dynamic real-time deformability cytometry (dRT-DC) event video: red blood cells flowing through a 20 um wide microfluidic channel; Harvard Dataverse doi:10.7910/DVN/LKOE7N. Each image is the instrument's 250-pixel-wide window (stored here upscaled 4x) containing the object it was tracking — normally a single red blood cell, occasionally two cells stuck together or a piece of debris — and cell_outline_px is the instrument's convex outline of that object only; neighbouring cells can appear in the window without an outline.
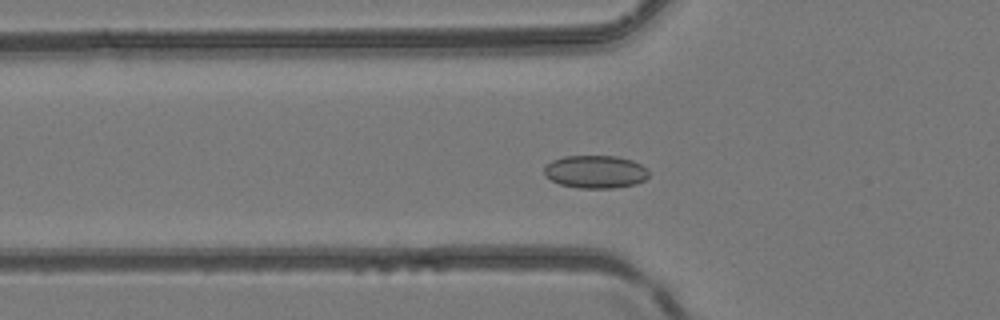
{"species": "common noctule bat (a hibernating species)", "species_latin": "Nyctalus noctula", "temperature_condition": "room temperature", "stored_images_in_passage": 46, "camera_frame_rate_fps": 3000, "um_per_image_px": 0.085, "animal": {"sex": "female", "body_mass_g": 24.6, "forearm_length_mm": 56.2}, "frame": {"image": 1, "passage_image": 15, "time_ms": 4.667, "image_size_px": [1000, 320], "cell_outline_px": [[648, 176], [644, 180], [636, 184], [612, 188], [580, 188], [560, 184], [544, 176], [544, 168], [552, 160], [564, 156], [616, 156], [632, 160], [648, 168]], "centroid_in_image_um": [50.62, 14.6], "position_along_channel_um": 75.2, "area_um2": 20.06}}
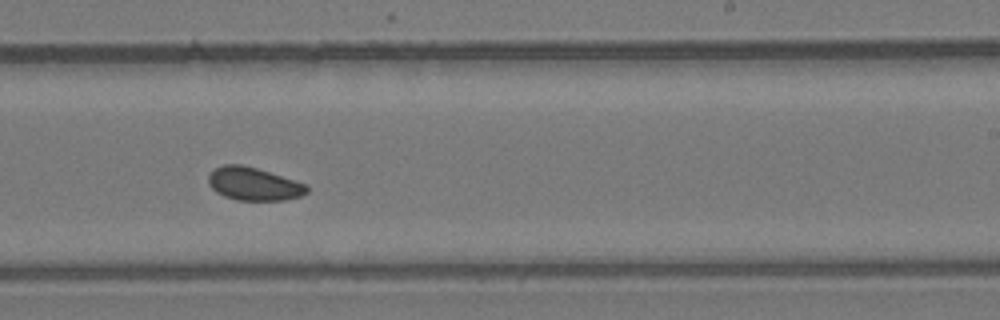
{"frame": {"image": 2, "passage_image": 28, "time_ms": 9.0, "image_size_px": [1000, 320], "cell_outline_px": [[308, 192], [300, 196], [284, 200], [236, 200], [224, 196], [216, 192], [208, 184], [208, 176], [216, 168], [224, 164], [240, 164], [256, 168], [308, 184]], "centroid_in_image_um": [21.57, 15.64], "position_along_channel_um": 267.4, "area_um2": 18.9}}
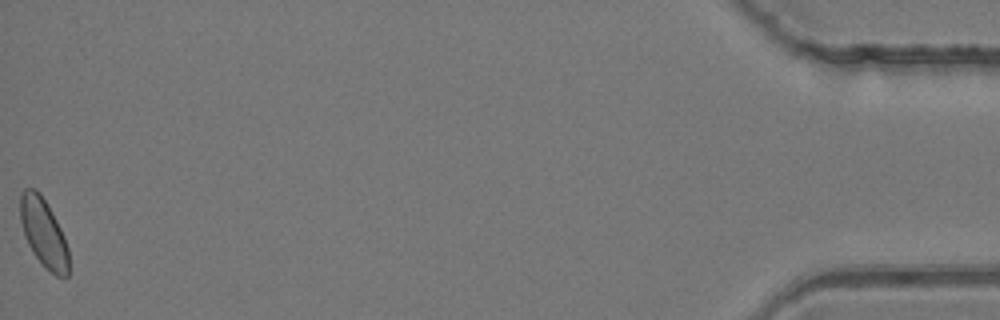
{"frame": {"image": 3, "passage_image": 46, "time_ms": 15.0, "image_size_px": [1000, 320], "cell_outline_px": [[68, 276], [56, 276], [32, 252], [28, 244], [20, 220], [20, 196], [24, 188], [36, 188], [40, 192], [56, 220], [64, 236], [68, 248]], "centroid_in_image_um": [3.69, 19.74], "position_along_channel_um": 431.5, "area_um2": 18.96}}